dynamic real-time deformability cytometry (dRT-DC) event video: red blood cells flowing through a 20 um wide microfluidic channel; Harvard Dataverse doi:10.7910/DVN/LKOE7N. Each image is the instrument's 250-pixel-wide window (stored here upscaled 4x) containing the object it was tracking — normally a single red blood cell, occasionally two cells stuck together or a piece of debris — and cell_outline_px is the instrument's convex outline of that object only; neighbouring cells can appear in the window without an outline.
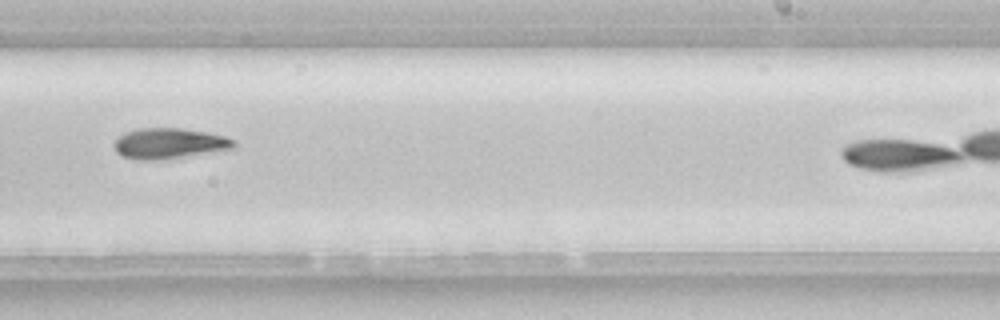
{"species": "common noctule bat (a hibernating species)", "species_latin": "Nyctalus noctula", "temperature_condition": "room temperature", "stored_images_in_passage": 37, "camera_frame_rate_fps": 3000, "um_per_image_px": 0.085, "animal": {"sex": "female", "body_mass_g": 22.7, "forearm_length_mm": 54.2}, "frame": {"image": 1, "passage_image": 27, "time_ms": 8.667, "image_size_px": [1000, 320], "cell_outline_px": [[236, 148], [156, 160], [136, 160], [120, 156], [116, 152], [112, 144], [124, 132], [136, 128], [180, 128], [204, 132], [224, 136], [236, 140]], "centroid_in_image_um": [14.33, 12.19], "position_along_channel_um": 274.7, "area_um2": 21.33}}